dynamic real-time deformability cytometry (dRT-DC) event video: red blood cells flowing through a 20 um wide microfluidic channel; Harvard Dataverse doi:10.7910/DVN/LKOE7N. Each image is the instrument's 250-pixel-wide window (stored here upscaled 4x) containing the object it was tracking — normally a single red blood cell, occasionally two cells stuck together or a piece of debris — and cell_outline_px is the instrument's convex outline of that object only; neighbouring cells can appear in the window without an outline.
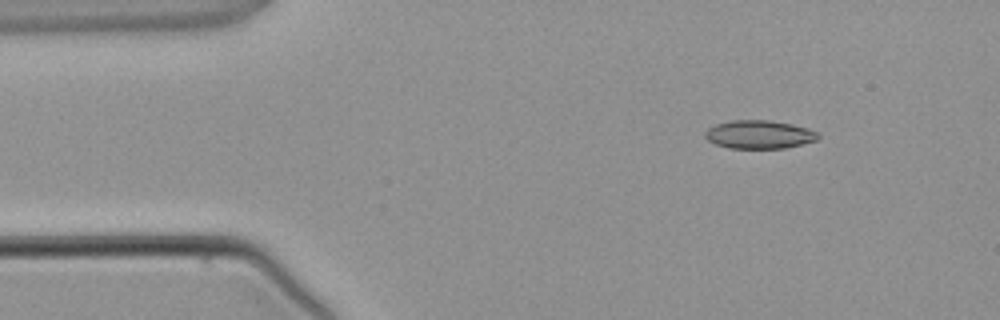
{"species": "common noctule bat (a hibernating species)", "species_latin": "Nyctalus noctula", "temperature_condition": "warm", "stored_images_in_passage": 3, "camera_frame_rate_fps": 3000, "um_per_image_px": 0.085, "animal": {"sex": "male", "body_mass_g": 21.5, "forearm_length_mm": 52.0}, "frame": {"image": 1, "passage_image": 1, "time_ms": 0.0, "image_size_px": [1000, 320], "cell_outline_px": [[820, 136], [816, 140], [784, 148], [728, 148], [716, 144], [708, 140], [704, 136], [704, 132], [708, 128], [716, 124], [732, 120], [772, 120], [792, 124], [808, 128], [820, 132]], "centroid_in_image_um": [64.54, 11.42], "position_along_channel_um": 20.5, "area_um2": 18.73}}
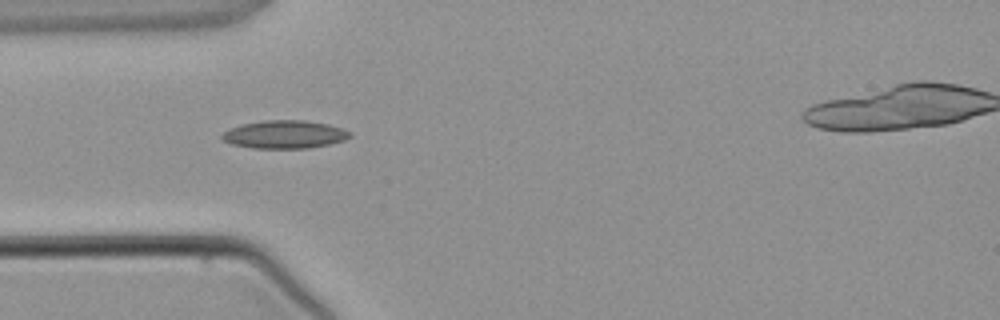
{"frame": {"image": 2, "passage_image": 3, "time_ms": 2.333, "image_size_px": [1000, 320], "cell_outline_px": [[352, 136], [344, 140], [328, 144], [308, 148], [252, 148], [232, 144], [220, 140], [220, 136], [224, 132], [232, 128], [244, 124], [264, 120], [304, 120], [328, 124], [344, 128], [352, 132]], "centroid_in_image_um": [24.21, 11.43], "position_along_channel_um": 60.8, "area_um2": 20.92}}